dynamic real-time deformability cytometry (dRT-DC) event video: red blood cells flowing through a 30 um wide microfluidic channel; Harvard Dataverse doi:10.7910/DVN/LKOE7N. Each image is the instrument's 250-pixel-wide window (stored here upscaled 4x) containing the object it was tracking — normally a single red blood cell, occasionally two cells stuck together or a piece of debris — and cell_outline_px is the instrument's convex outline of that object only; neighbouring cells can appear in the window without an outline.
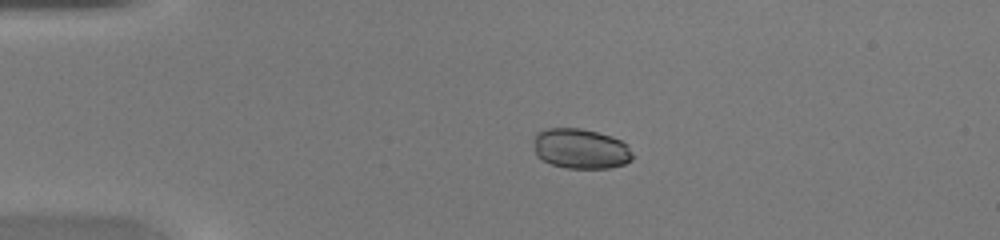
{"species": "common noctule bat (a hibernating species)", "species_latin": "Nyctalus noctula", "temperature_condition": "warm", "stored_images_in_passage": 36, "camera_frame_rate_fps": 3000, "um_per_image_px": 0.085, "animal": {"sex": "female", "body_mass_g": 20.0, "forearm_length_mm": 54.0}, "frame": {"image": 1, "passage_image": 1, "time_ms": 0.0, "image_size_px": [1000, 240], "cell_outline_px": [[632, 160], [624, 164], [612, 168], [564, 168], [552, 164], [536, 156], [532, 140], [536, 132], [548, 128], [580, 128], [612, 136], [628, 144], [632, 152]], "centroid_in_image_um": [49.34, 12.64], "position_along_channel_um": 35.7, "area_um2": 23.41}}
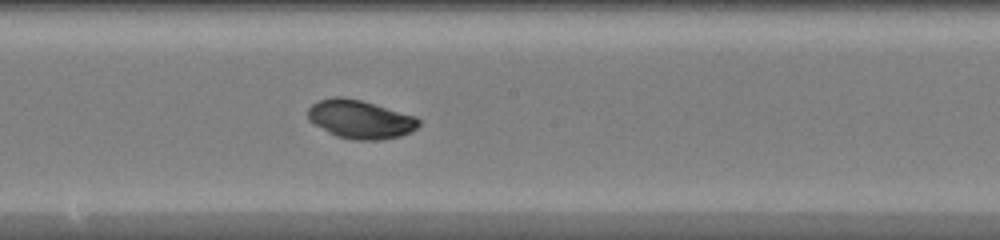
{"frame": {"image": 2, "passage_image": 16, "time_ms": 5.0, "image_size_px": [1000, 240], "cell_outline_px": [[420, 124], [412, 132], [400, 136], [380, 140], [352, 140], [336, 136], [328, 132], [308, 120], [308, 108], [312, 104], [320, 100], [332, 96], [340, 96], [360, 100], [416, 116], [420, 120]], "centroid_in_image_um": [30.62, 10.15], "position_along_channel_um": 217.6, "area_um2": 24.91}}
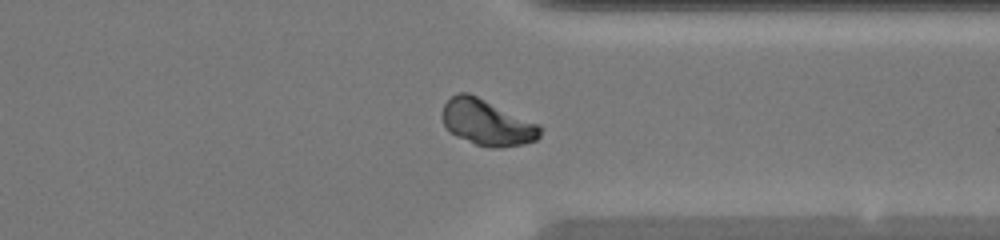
{"frame": {"image": 3, "passage_image": 26, "time_ms": 8.333, "image_size_px": [1000, 240], "cell_outline_px": [[544, 128], [540, 136], [536, 140], [524, 144], [500, 148], [488, 148], [476, 144], [456, 136], [444, 124], [444, 104], [456, 92], [468, 92], [540, 124]], "centroid_in_image_um": [41.46, 10.42], "position_along_channel_um": 369.9, "area_um2": 26.13}}